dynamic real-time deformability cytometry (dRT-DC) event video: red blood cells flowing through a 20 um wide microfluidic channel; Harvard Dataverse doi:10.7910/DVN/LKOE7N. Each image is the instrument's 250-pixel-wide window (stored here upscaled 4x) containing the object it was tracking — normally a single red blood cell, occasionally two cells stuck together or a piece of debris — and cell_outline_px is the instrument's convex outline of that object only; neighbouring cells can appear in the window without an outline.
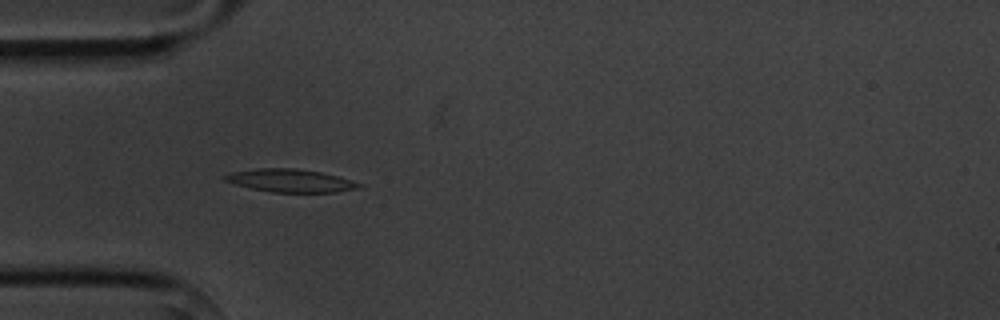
{"species": "common noctule bat (a hibernating species)", "species_latin": "Nyctalus noctula", "temperature_condition": "cold", "stored_images_in_passage": 14, "camera_frame_rate_fps": 3000, "um_per_image_px": 0.085, "animal": {"sex": "male", "body_mass_g": 20.1, "forearm_length_mm": 53.5}, "frame": {"image": 1, "passage_image": 4, "time_ms": 4.333, "image_size_px": [1000, 320], "cell_outline_px": [[364, 184], [360, 188], [336, 192], [272, 192], [252, 188], [236, 184], [224, 180], [220, 176], [232, 172], [256, 168], [296, 168], [320, 172], [336, 176]], "centroid_in_image_um": [24.67, 15.35], "position_along_channel_um": 60.3, "area_um2": 17.86}}
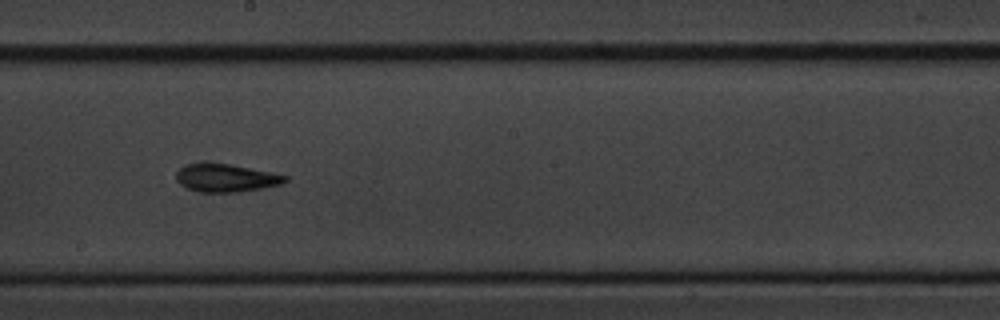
{"frame": {"image": 2, "passage_image": 8, "time_ms": 9.0, "image_size_px": [1000, 320], "cell_outline_px": [[288, 180], [280, 184], [264, 188], [240, 192], [200, 192], [188, 188], [180, 184], [176, 180], [176, 172], [184, 164], [232, 164], [288, 176]], "centroid_in_image_um": [19.21, 15.14], "position_along_channel_um": 229.0, "area_um2": 17.57}}
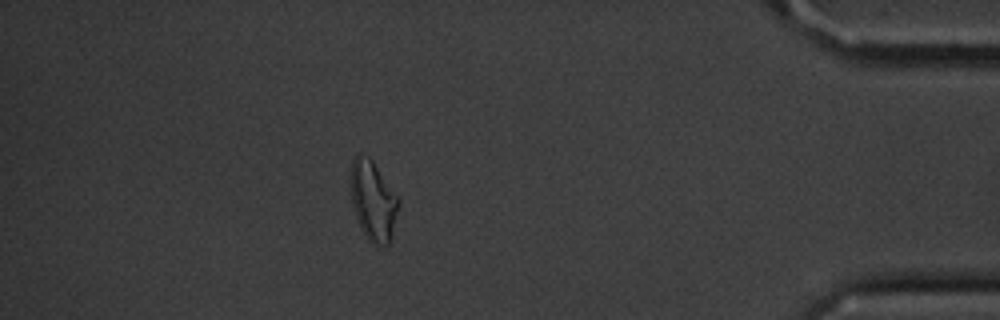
{"frame": {"image": 3, "passage_image": 13, "time_ms": 15.0, "image_size_px": [1000, 320], "cell_outline_px": [[400, 200], [392, 236], [388, 244], [372, 244], [368, 240], [360, 228], [356, 216], [352, 200], [352, 160], [356, 156], [368, 156], [372, 160]], "centroid_in_image_um": [31.74, 17.1], "position_along_channel_um": 403.5, "area_um2": 21.62}}